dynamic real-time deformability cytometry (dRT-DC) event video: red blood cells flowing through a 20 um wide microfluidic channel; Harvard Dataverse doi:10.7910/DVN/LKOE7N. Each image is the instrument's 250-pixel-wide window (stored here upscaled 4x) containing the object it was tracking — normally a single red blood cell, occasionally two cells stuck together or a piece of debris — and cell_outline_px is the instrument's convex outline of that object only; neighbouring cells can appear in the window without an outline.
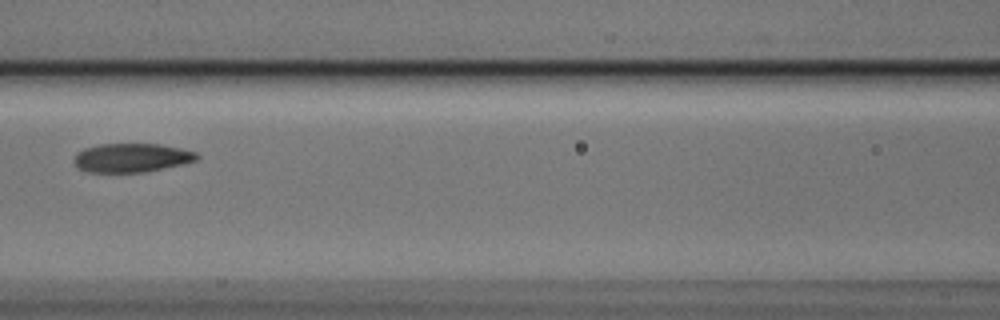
{"species": "Egyptian fruit bat (a non-hibernating species)", "species_latin": "Rousettus aegyptiacus", "temperature_condition": "cold", "stored_images_in_passage": 3, "camera_frame_rate_fps": 3000, "um_per_image_px": 0.085, "animal": {"sex": "male"}, "frame": {"image": 1, "passage_image": 3, "time_ms": 0.667, "image_size_px": [1000, 320], "cell_outline_px": [[200, 156], [196, 160], [184, 164], [144, 172], [88, 172], [80, 168], [72, 160], [76, 152], [84, 148], [100, 144], [160, 144], [180, 148], [196, 152]], "centroid_in_image_um": [11.18, 13.4], "position_along_channel_um": 155.4, "area_um2": 20.69}}